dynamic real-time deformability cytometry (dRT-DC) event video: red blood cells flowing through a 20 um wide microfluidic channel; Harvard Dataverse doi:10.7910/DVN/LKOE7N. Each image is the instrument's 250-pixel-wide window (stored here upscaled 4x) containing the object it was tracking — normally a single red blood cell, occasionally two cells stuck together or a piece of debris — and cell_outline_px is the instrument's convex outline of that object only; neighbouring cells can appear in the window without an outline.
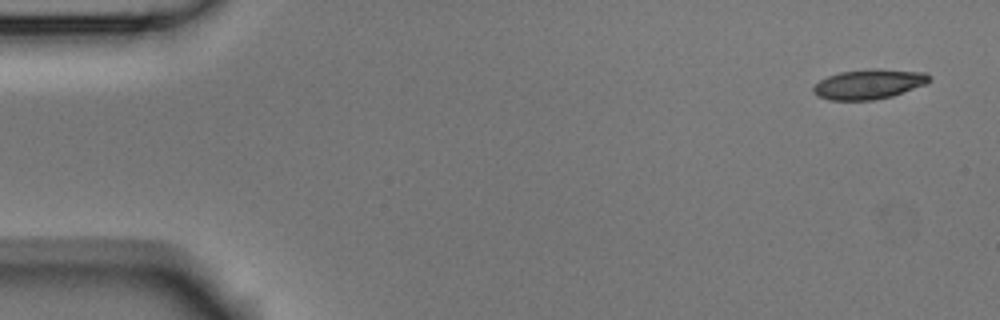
{"species": "Egyptian fruit bat (a non-hibernating species)", "species_latin": "Rousettus aegyptiacus", "temperature_condition": "room temperature", "stored_images_in_passage": 4, "camera_frame_rate_fps": 3000, "um_per_image_px": 0.085, "animal": {"sex": "male"}, "frame": {"image": 1, "passage_image": 1, "time_ms": 0.0, "image_size_px": [1000, 320], "cell_outline_px": [[932, 80], [924, 84], [892, 96], [872, 100], [828, 100], [816, 96], [812, 92], [812, 88], [820, 80], [828, 76], [840, 72], [868, 68], [880, 68], [924, 72]], "centroid_in_image_um": [73.81, 7.14], "position_along_channel_um": 11.2, "area_um2": 20.23}}